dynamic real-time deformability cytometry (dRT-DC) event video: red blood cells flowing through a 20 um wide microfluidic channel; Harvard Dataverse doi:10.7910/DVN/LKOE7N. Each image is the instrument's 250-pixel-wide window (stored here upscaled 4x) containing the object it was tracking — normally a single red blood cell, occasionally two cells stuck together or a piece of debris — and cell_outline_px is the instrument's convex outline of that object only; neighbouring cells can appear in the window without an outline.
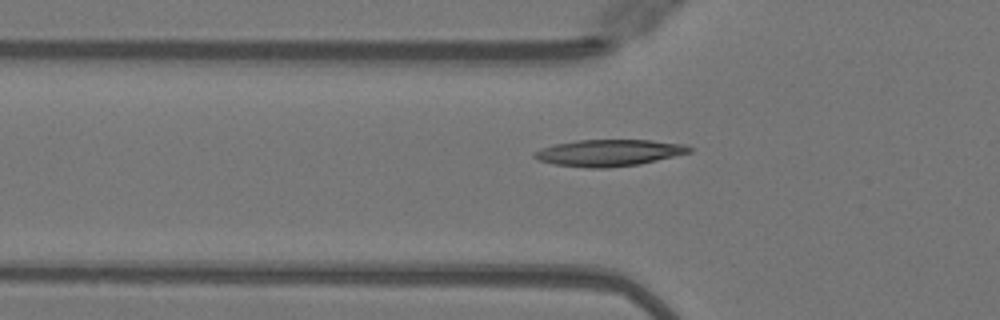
{"species": "Egyptian fruit bat (a non-hibernating species)", "species_latin": "Rousettus aegyptiacus", "temperature_condition": "warm", "stored_images_in_passage": 47, "camera_frame_rate_fps": 3000, "um_per_image_px": 0.085, "animal": {"sex": "female"}, "frame": {"image": 1, "passage_image": 17, "time_ms": 5.333, "image_size_px": [1000, 320], "cell_outline_px": [[692, 152], [640, 164], [608, 168], [588, 168], [556, 164], [540, 160], [532, 156], [532, 152], [540, 148], [556, 144], [576, 140], [652, 140], [684, 144], [692, 148]], "centroid_in_image_um": [51.77, 12.98], "position_along_channel_um": 74.0, "area_um2": 24.04}}
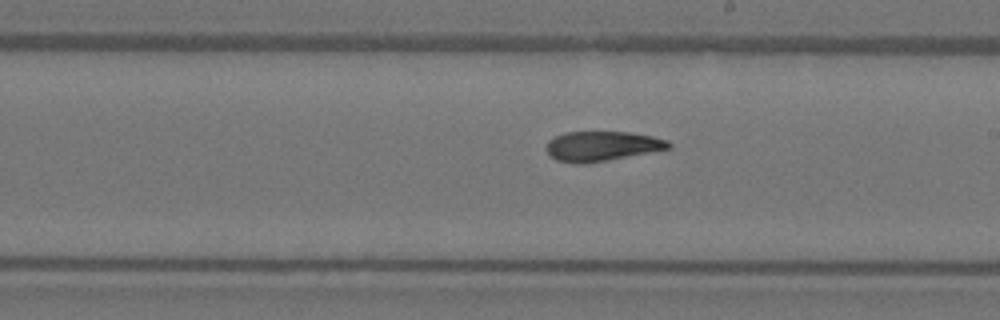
{"frame": {"image": 2, "passage_image": 29, "time_ms": 9.333, "image_size_px": [1000, 320], "cell_outline_px": [[672, 148], [584, 164], [580, 164], [556, 160], [544, 148], [548, 140], [564, 132], [628, 132], [652, 136], [668, 140], [672, 144]], "centroid_in_image_um": [51.16, 12.41], "position_along_channel_um": 237.8, "area_um2": 21.15}}
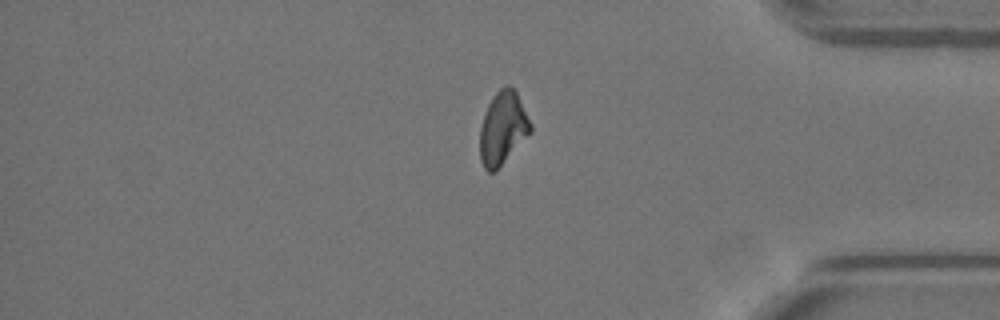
{"frame": {"image": 3, "passage_image": 42, "time_ms": 13.667, "image_size_px": [1000, 320], "cell_outline_px": [[532, 132], [492, 172], [488, 172], [484, 168], [480, 160], [480, 128], [488, 104], [496, 92], [504, 84], [508, 84], [516, 88], [532, 124]], "centroid_in_image_um": [42.76, 10.81], "position_along_channel_um": 392.4, "area_um2": 21.44}, "authors_computed_cell_mechanics": {"area_um2": 21.964, "velocity_mm_per_s": 4.075, "shape_relaxation_time_tau1_ms": null, "shape_relaxation_time_tau2_ms": 3.2017, "deformation_change_tau1": null, "deformation_change_tau2": 0.0934}}